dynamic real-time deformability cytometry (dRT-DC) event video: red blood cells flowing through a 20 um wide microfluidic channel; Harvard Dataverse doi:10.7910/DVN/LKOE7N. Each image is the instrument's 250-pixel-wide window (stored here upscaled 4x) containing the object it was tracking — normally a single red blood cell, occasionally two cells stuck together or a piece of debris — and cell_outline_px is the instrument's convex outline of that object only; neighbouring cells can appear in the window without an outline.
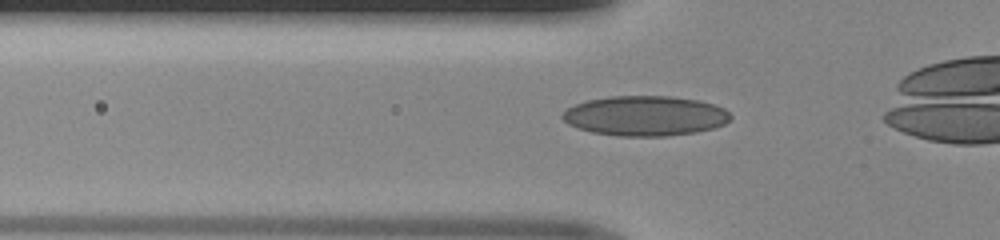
{"species": "human", "species_latin": "Homo sapiens", "temperature_condition": "room temperature", "stored_images_in_passage": 38, "camera_frame_rate_fps": 3000, "um_per_image_px": 0.085, "donor": {"sex": "male"}, "frame": {"image": 1, "passage_image": 14, "time_ms": 4.333, "image_size_px": [1000, 240], "cell_outline_px": [[732, 116], [724, 124], [716, 128], [696, 132], [668, 136], [616, 136], [592, 132], [576, 128], [568, 124], [560, 116], [568, 108], [576, 104], [588, 100], [612, 96], [672, 96], [700, 100], [716, 104], [724, 108]], "centroid_in_image_um": [54.87, 9.85], "position_along_channel_um": 70.9, "area_um2": 39.42}}
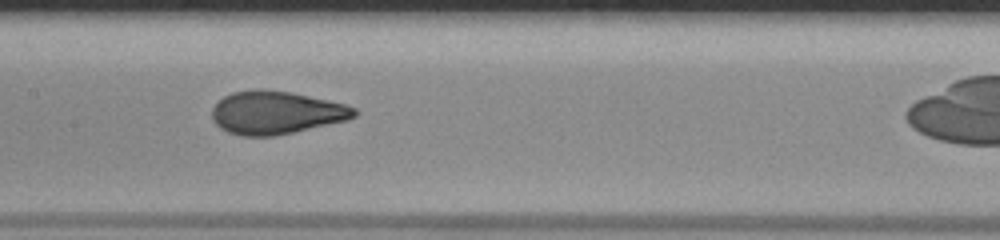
{"frame": {"image": 2, "passage_image": 22, "time_ms": 7.0, "image_size_px": [1000, 240], "cell_outline_px": [[356, 116], [348, 120], [292, 132], [272, 136], [240, 136], [228, 132], [220, 128], [212, 120], [212, 108], [224, 96], [232, 92], [292, 92], [344, 104], [356, 108]], "centroid_in_image_um": [23.47, 9.61], "position_along_channel_um": 183.9, "area_um2": 34.74}}
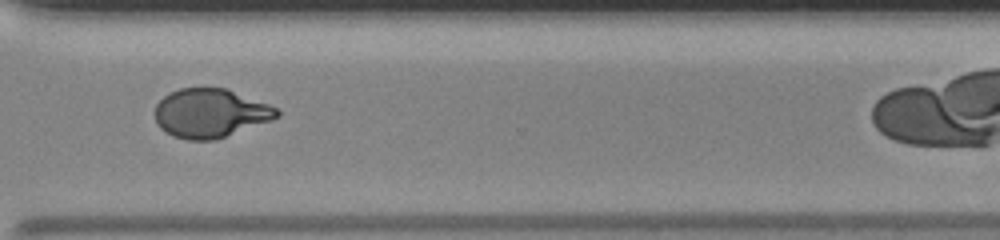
{"frame": {"image": 3, "passage_image": 34, "time_ms": 11.0, "image_size_px": [1000, 240], "cell_outline_px": [[280, 116], [272, 120], [216, 140], [188, 140], [172, 136], [160, 128], [156, 120], [156, 104], [164, 96], [180, 88], [224, 88], [268, 104], [276, 108], [280, 112]], "centroid_in_image_um": [17.88, 9.64], "position_along_channel_um": 352.7, "area_um2": 34.51}}